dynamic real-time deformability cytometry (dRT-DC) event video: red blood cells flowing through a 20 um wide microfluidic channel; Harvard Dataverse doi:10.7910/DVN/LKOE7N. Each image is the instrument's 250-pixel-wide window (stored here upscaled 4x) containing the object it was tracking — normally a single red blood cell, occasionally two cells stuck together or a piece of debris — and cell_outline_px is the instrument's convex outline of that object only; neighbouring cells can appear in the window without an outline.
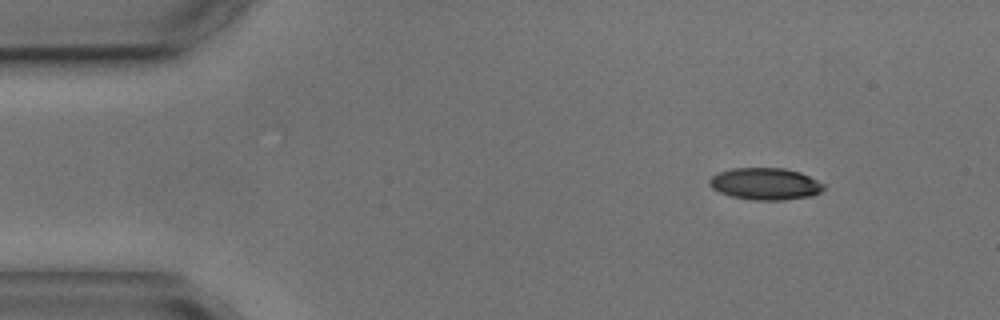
{"species": "common noctule bat (a hibernating species)", "species_latin": "Nyctalus noctula", "temperature_condition": "cold", "stored_images_in_passage": 4, "camera_frame_rate_fps": 3000, "um_per_image_px": 0.085, "animal": {"sex": "male", "body_mass_g": 17.9, "forearm_length_mm": 54.2}, "frame": {"image": 1, "passage_image": 1, "time_ms": 0.0, "image_size_px": [1000, 320], "cell_outline_px": [[824, 188], [820, 192], [812, 196], [784, 200], [752, 200], [732, 196], [720, 192], [712, 188], [708, 184], [708, 180], [712, 176], [720, 172], [732, 168], [784, 168], [800, 172], [824, 184]], "centroid_in_image_um": [65.04, 15.63], "position_along_channel_um": 20.0, "area_um2": 21.21}}
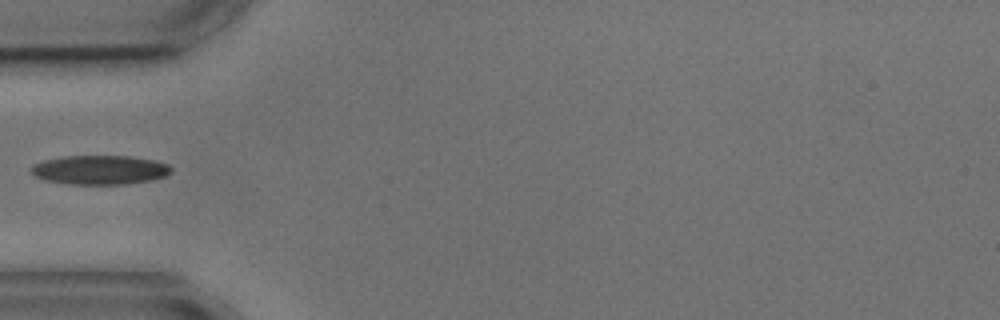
{"frame": {"image": 2, "passage_image": 4, "time_ms": 3.667, "image_size_px": [1000, 320], "cell_outline_px": [[172, 172], [164, 176], [148, 180], [124, 184], [68, 184], [44, 180], [36, 176], [32, 172], [32, 164], [44, 160], [64, 156], [128, 156], [152, 160], [168, 164], [172, 168]], "centroid_in_image_um": [8.46, 14.44], "position_along_channel_um": 76.5, "area_um2": 23.58}}